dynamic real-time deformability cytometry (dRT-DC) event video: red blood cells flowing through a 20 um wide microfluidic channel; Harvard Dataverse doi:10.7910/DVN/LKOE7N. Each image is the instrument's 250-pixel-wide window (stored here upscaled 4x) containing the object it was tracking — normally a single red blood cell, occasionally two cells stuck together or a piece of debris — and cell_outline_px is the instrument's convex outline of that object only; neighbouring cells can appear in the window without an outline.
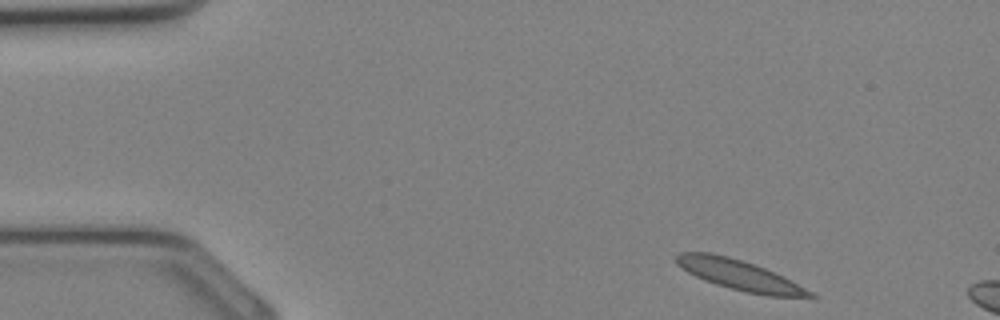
{"species": "Egyptian fruit bat (a non-hibernating species)", "species_latin": "Rousettus aegyptiacus", "temperature_condition": "cold", "stored_images_in_passage": 5, "camera_frame_rate_fps": 3000, "um_per_image_px": 0.085, "animal": {"sex": "female"}, "frame": {"image": 1, "passage_image": 1, "time_ms": 0.0, "image_size_px": [1000, 320], "cell_outline_px": [[816, 300], [768, 296], [748, 292], [716, 284], [704, 280], [688, 272], [676, 264], [676, 256], [680, 252], [712, 252], [728, 256], [756, 264], [784, 276], [792, 280], [812, 292], [816, 296]], "centroid_in_image_um": [62.98, 23.4], "position_along_channel_um": 22.0, "area_um2": 23.93}}